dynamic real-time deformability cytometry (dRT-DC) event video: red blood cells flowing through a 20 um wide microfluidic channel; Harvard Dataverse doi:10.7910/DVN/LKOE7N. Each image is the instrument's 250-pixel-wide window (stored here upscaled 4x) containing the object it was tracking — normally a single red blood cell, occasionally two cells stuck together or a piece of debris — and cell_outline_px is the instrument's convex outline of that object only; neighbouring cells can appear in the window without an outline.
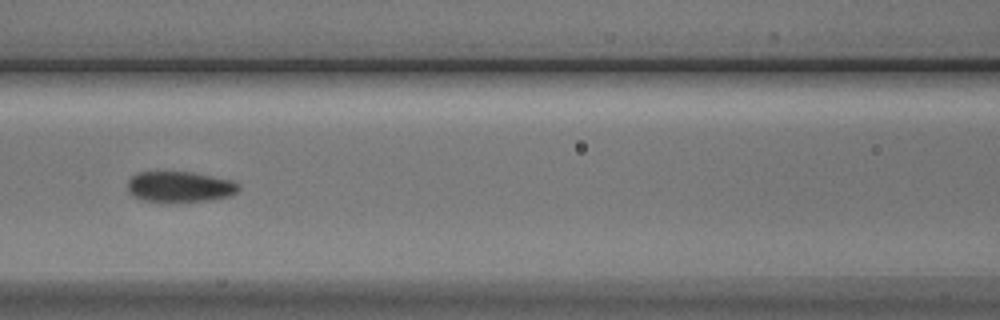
{"species": "Egyptian fruit bat (a non-hibernating species)", "species_latin": "Rousettus aegyptiacus", "temperature_condition": "cold", "stored_images_in_passage": 7, "camera_frame_rate_fps": 3000, "um_per_image_px": 0.085, "animal": {"sex": "male"}, "frame": {"image": 1, "passage_image": 6, "time_ms": 5.667, "image_size_px": [1000, 320], "cell_outline_px": [[240, 188], [232, 196], [212, 200], [176, 204], [164, 204], [140, 200], [132, 196], [128, 192], [128, 180], [136, 172], [192, 172], [232, 180], [240, 184]], "centroid_in_image_um": [15.27, 15.93], "position_along_channel_um": 151.3, "area_um2": 20.87}}
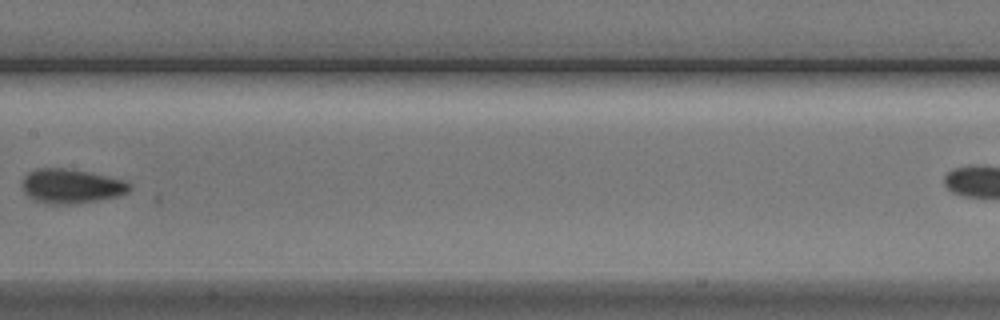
{"frame": {"image": 2, "passage_image": 7, "time_ms": 7.0, "image_size_px": [1000, 320], "cell_outline_px": [[132, 188], [128, 192], [120, 196], [100, 200], [72, 204], [48, 204], [32, 200], [24, 192], [24, 176], [28, 172], [36, 168], [64, 168], [88, 172], [124, 180], [132, 184]], "centroid_in_image_um": [6.08, 15.83], "position_along_channel_um": 201.3, "area_um2": 21.62}}